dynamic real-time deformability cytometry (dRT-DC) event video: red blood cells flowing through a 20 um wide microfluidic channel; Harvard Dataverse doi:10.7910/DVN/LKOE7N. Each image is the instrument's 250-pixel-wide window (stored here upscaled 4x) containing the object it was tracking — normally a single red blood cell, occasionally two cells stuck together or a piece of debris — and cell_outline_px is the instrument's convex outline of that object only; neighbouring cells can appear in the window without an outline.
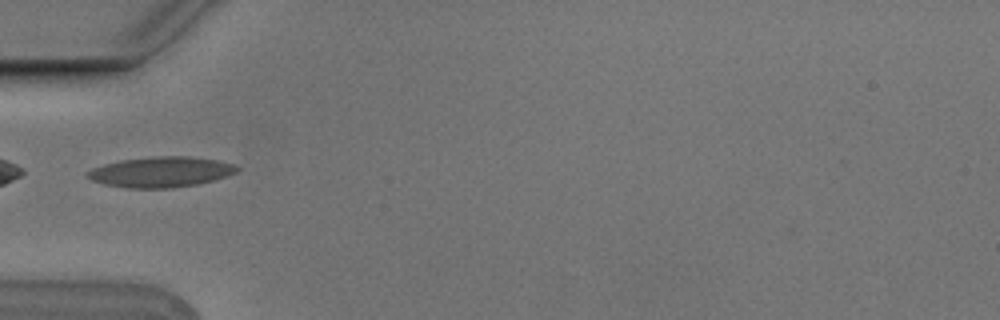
{"species": "Egyptian fruit bat (a non-hibernating species)", "species_latin": "Rousettus aegyptiacus", "temperature_condition": "cold", "stored_images_in_passage": 1, "camera_frame_rate_fps": 3000, "um_per_image_px": 0.085, "animal": {"sex": "male"}, "frame": {"image": 1, "passage_image": 1, "time_ms": 0.0, "image_size_px": [1000, 320], "cell_outline_px": [[240, 168], [236, 172], [212, 180], [196, 184], [172, 188], [128, 188], [104, 184], [92, 180], [84, 172], [92, 168], [104, 164], [120, 160], [156, 156], [188, 156], [216, 160], [232, 164]], "centroid_in_image_um": [13.62, 14.61], "position_along_channel_um": 71.4, "area_um2": 26.3}}